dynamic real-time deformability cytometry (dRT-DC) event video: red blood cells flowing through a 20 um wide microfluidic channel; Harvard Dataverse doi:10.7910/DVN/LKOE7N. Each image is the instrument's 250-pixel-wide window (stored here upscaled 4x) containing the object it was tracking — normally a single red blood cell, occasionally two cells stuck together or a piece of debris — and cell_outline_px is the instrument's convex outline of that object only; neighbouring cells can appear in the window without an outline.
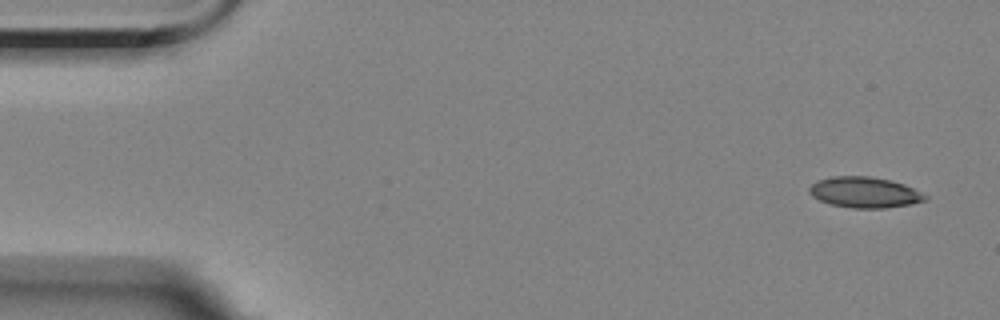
{"species": "Egyptian fruit bat (a non-hibernating species)", "species_latin": "Rousettus aegyptiacus", "temperature_condition": "room temperature", "stored_images_in_passage": 6, "camera_frame_rate_fps": 3000, "um_per_image_px": 0.085, "animal": {"sex": "female"}, "frame": {"image": 1, "passage_image": 1, "time_ms": 0.0, "image_size_px": [1000, 320], "cell_outline_px": [[928, 200], [912, 204], [884, 208], [852, 208], [832, 204], [820, 200], [812, 196], [808, 192], [808, 188], [816, 180], [832, 176], [868, 176], [888, 180], [904, 184], [928, 196]], "centroid_in_image_um": [73.48, 16.35], "position_along_channel_um": 11.5, "area_um2": 20.75}}
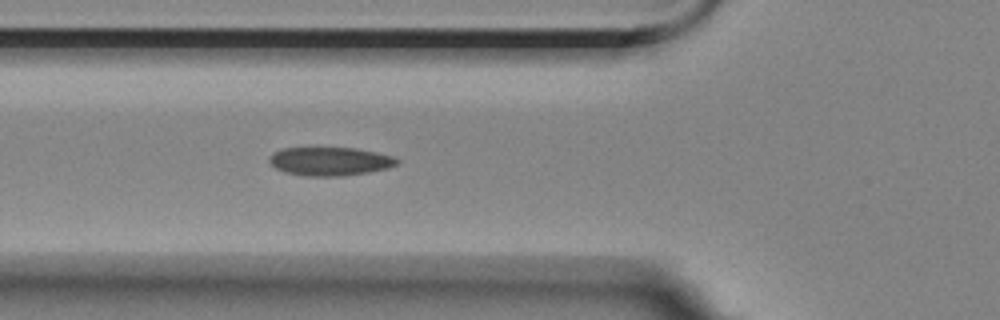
{"frame": {"image": 2, "passage_image": 6, "time_ms": 5.667, "image_size_px": [1000, 320], "cell_outline_px": [[400, 160], [396, 164], [388, 168], [368, 172], [340, 176], [308, 176], [284, 172], [276, 168], [268, 160], [268, 156], [272, 152], [284, 148], [316, 144], [356, 148], [376, 152], [392, 156]], "centroid_in_image_um": [27.98, 13.65], "position_along_channel_um": 97.8, "area_um2": 22.2}}